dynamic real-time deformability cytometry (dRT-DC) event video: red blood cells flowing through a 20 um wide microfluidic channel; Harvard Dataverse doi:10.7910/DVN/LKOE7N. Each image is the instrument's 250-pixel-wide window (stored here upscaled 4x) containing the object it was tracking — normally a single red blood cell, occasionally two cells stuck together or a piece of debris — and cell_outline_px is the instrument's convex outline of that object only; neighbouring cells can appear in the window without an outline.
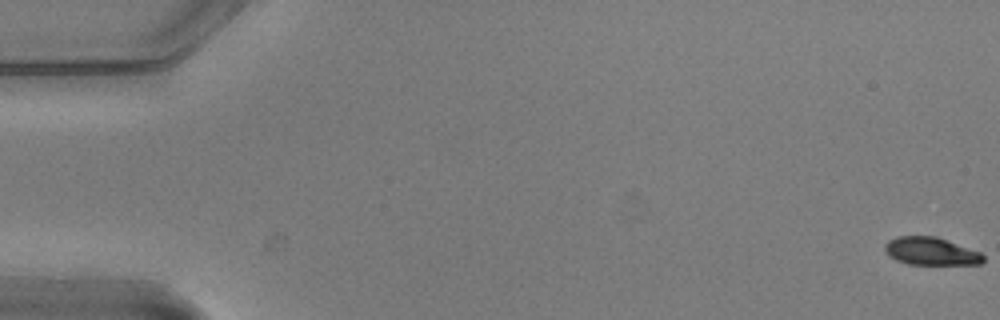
{"species": "common noctule bat (a hibernating species)", "species_latin": "Nyctalus noctula", "temperature_condition": "warm", "stored_images_in_passage": 56, "camera_frame_rate_fps": 3000, "um_per_image_px": 0.085, "animal": {"sex": "male", "body_mass_g": 20.5, "forearm_length_mm": 52.5}, "frame": {"image": 1, "passage_image": 1, "time_ms": 0.0, "image_size_px": [1000, 320], "cell_outline_px": [[984, 260], [980, 264], [908, 264], [896, 260], [884, 252], [884, 244], [888, 240], [896, 236], [936, 236], [980, 252], [984, 256]], "centroid_in_image_um": [79.09, 21.35], "position_along_channel_um": 5.9, "area_um2": 15.95}}
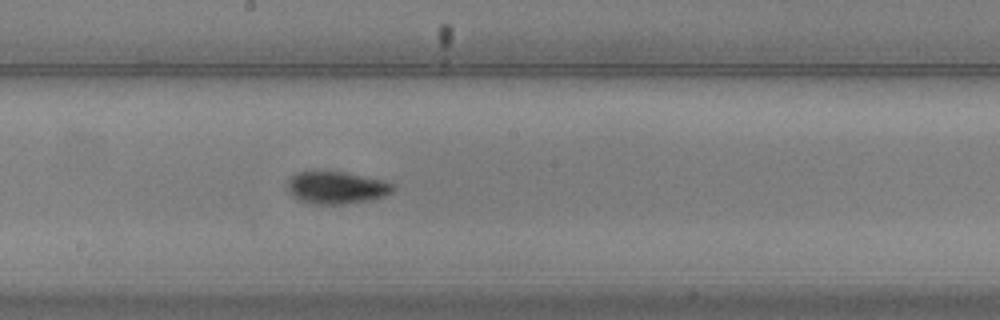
{"frame": {"image": 2, "passage_image": 31, "time_ms": 10.0, "image_size_px": [1000, 320], "cell_outline_px": [[396, 188], [392, 192], [384, 196], [372, 200], [344, 204], [316, 204], [296, 200], [288, 192], [288, 180], [296, 172], [344, 172], [380, 180], [396, 184]], "centroid_in_image_um": [28.6, 15.97], "position_along_channel_um": 219.6, "area_um2": 19.88}}
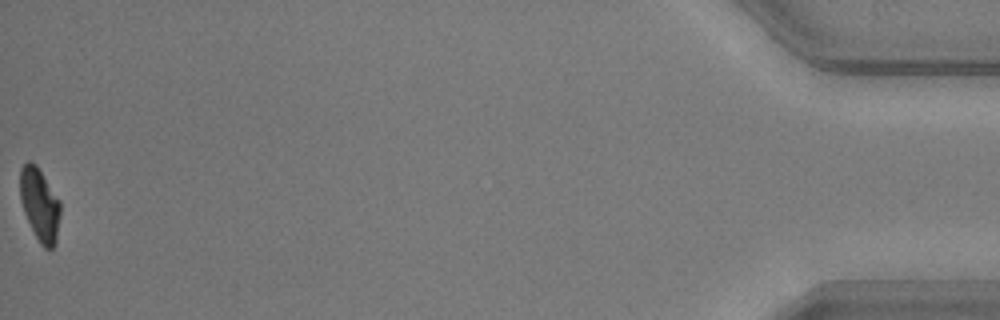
{"frame": {"image": 3, "passage_image": 56, "time_ms": 18.333, "image_size_px": [1000, 320], "cell_outline_px": [[60, 216], [56, 244], [52, 248], [44, 248], [40, 244], [24, 212], [20, 200], [20, 168], [28, 160], [36, 164], [60, 200]], "centroid_in_image_um": [3.38, 17.38], "position_along_channel_um": 431.8, "area_um2": 17.11}, "authors_computed_cell_mechanics": {"area_um2": 18.3804, "velocity_mm_per_s": 3.7278, "shape_relaxation_time_tau1_ms": 1.8145, "shape_relaxation_time_tau2_ms": 1.0355, "deformation_change_tau1": 0.1379, "deformation_change_tau2": 0.052}}